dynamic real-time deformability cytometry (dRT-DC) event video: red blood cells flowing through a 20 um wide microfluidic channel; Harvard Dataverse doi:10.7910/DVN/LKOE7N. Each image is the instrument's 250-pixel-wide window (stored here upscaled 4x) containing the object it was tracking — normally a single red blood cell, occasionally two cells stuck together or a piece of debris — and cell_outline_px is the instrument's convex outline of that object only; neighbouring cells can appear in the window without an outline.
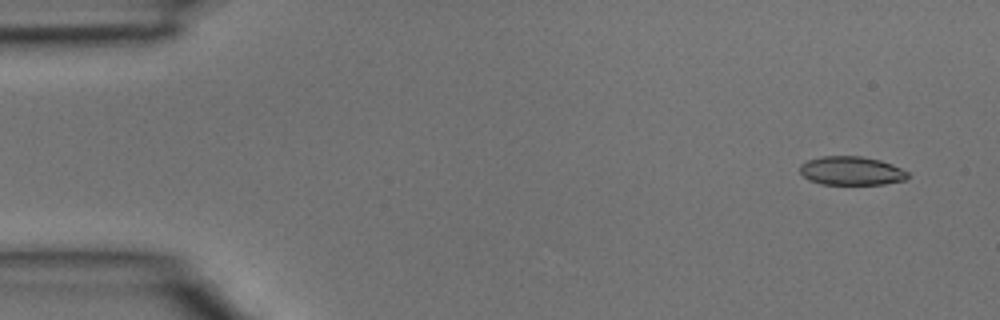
{"species": "common noctule bat (a hibernating species)", "species_latin": "Nyctalus noctula", "temperature_condition": "room temperature", "stored_images_in_passage": 3, "camera_frame_rate_fps": 3000, "um_per_image_px": 0.085, "animal": {"sex": "male", "body_mass_g": 15.6}, "frame": {"image": 1, "passage_image": 1, "time_ms": 0.0, "image_size_px": [1000, 320], "cell_outline_px": [[908, 176], [904, 180], [884, 184], [820, 184], [808, 180], [800, 172], [800, 164], [808, 160], [820, 156], [860, 156], [880, 160], [892, 164], [908, 172]], "centroid_in_image_um": [72.34, 14.52], "position_along_channel_um": 12.7, "area_um2": 18.03}}
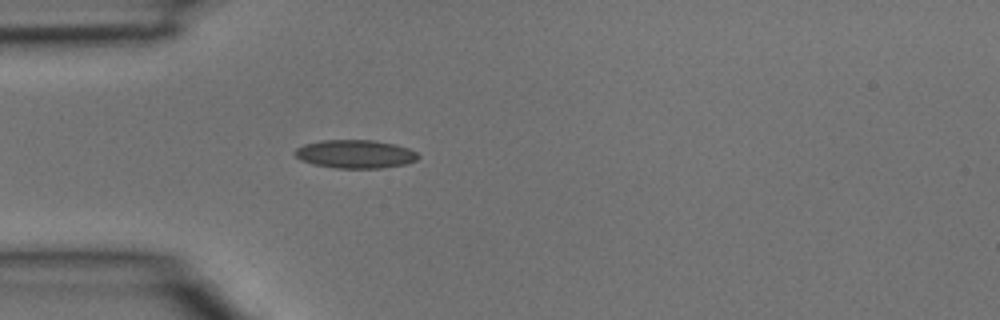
{"frame": {"image": 2, "passage_image": 3, "time_ms": 0.667, "image_size_px": [1000, 320], "cell_outline_px": [[420, 156], [416, 160], [404, 164], [384, 168], [336, 168], [312, 164], [300, 160], [292, 152], [296, 148], [304, 144], [320, 140], [372, 140], [396, 144], [408, 148], [416, 152]], "centroid_in_image_um": [30.17, 13.09], "position_along_channel_um": 54.8, "area_um2": 20.52}}